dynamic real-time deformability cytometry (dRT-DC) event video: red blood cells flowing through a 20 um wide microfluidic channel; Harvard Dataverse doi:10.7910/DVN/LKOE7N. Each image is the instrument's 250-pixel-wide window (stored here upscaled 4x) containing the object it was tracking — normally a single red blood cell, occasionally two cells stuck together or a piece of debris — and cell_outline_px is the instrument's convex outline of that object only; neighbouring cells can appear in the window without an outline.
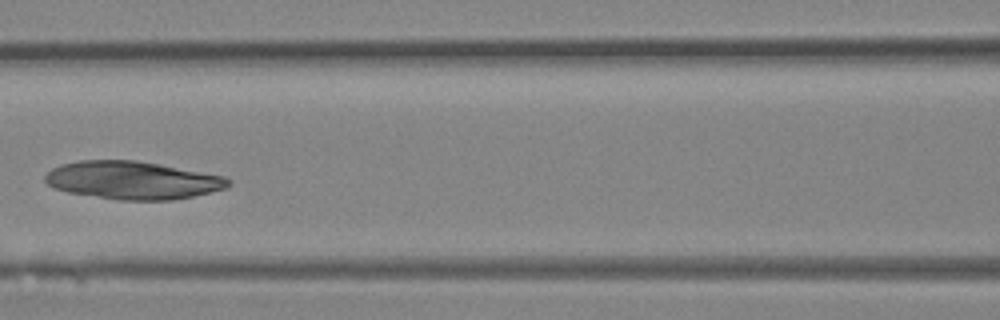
{"species": "Egyptian fruit bat (a non-hibernating species)", "species_latin": "Rousettus aegyptiacus", "temperature_condition": "room temperature", "stored_images_in_passage": 30, "camera_frame_rate_fps": 3000, "um_per_image_px": 0.085, "animal": {"sex": "female"}, "frame": {"image": 1, "passage_image": 10, "time_ms": 3.0, "image_size_px": [1000, 320], "cell_outline_px": [[232, 184], [228, 188], [192, 196], [172, 200], [120, 200], [68, 192], [56, 188], [48, 184], [44, 180], [44, 176], [52, 168], [60, 164], [80, 160], [136, 160], [160, 164], [224, 176], [232, 180]], "centroid_in_image_um": [11.29, 15.31], "position_along_channel_um": 155.3, "area_um2": 40.52}}
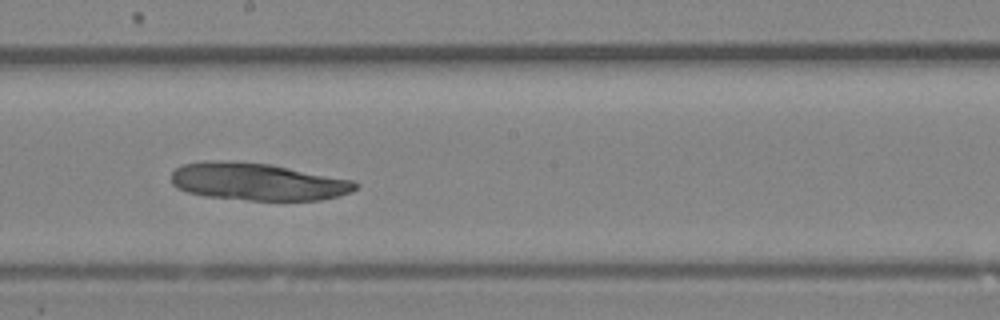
{"frame": {"image": 2, "passage_image": 14, "time_ms": 4.333, "image_size_px": [1000, 320], "cell_outline_px": [[360, 184], [352, 192], [320, 200], [248, 200], [204, 196], [188, 192], [176, 188], [172, 184], [172, 172], [176, 168], [184, 164], [272, 164], [352, 180]], "centroid_in_image_um": [21.98, 15.5], "position_along_channel_um": 226.2, "area_um2": 38.73}}
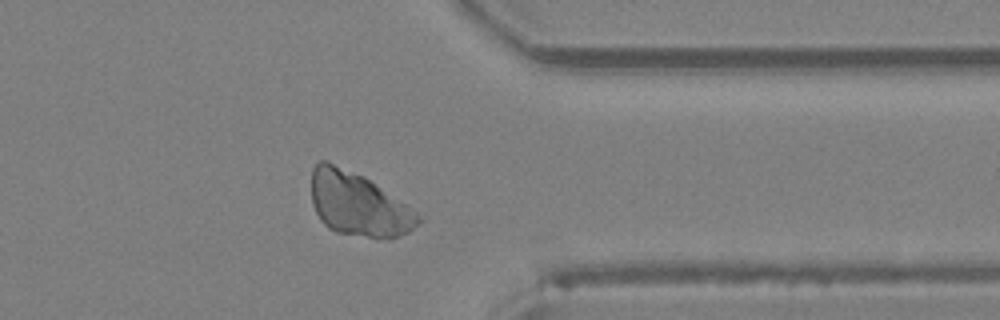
{"frame": {"image": 3, "passage_image": 23, "time_ms": 7.333, "image_size_px": [1000, 320], "cell_outline_px": [[424, 220], [408, 232], [392, 240], [376, 240], [336, 232], [328, 228], [320, 220], [312, 204], [312, 168], [320, 160], [328, 160], [364, 176], [408, 204]], "centroid_in_image_um": [30.49, 17.39], "position_along_channel_um": 380.9, "area_um2": 40.52}}